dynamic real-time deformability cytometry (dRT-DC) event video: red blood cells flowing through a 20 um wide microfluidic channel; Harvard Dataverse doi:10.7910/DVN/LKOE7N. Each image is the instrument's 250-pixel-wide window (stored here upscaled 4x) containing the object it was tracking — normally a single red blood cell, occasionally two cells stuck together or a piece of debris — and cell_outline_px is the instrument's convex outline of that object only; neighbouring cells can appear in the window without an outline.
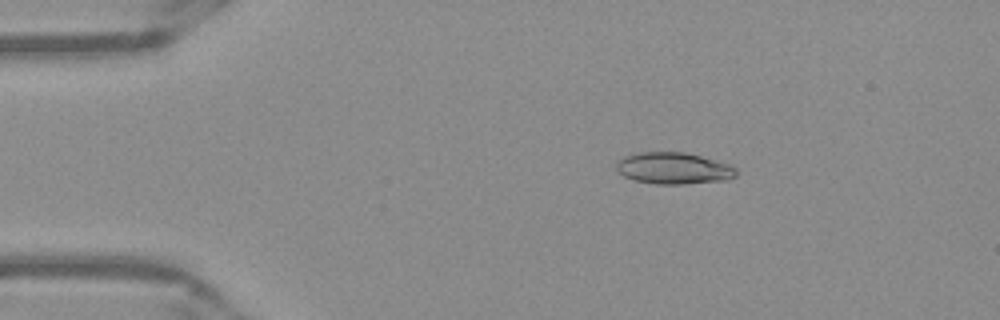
{"species": "Egyptian fruit bat (a non-hibernating species)", "species_latin": "Rousettus aegyptiacus", "temperature_condition": "warm", "stored_images_in_passage": 51, "camera_frame_rate_fps": 3000, "um_per_image_px": 0.085, "frame": {"image": 1, "passage_image": 9, "time_ms": 2.667, "image_size_px": [1000, 320], "cell_outline_px": [[736, 176], [728, 180], [684, 184], [656, 184], [636, 180], [624, 176], [616, 172], [616, 164], [624, 156], [636, 152], [684, 152], [700, 156], [728, 164], [736, 168]], "centroid_in_image_um": [57.24, 14.3], "position_along_channel_um": 27.8, "area_um2": 22.08}}
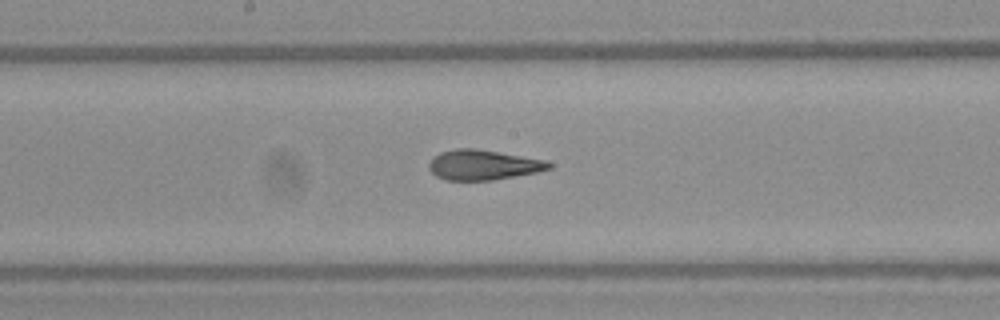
{"frame": {"image": 2, "passage_image": 27, "time_ms": 8.667, "image_size_px": [1000, 320], "cell_outline_px": [[552, 168], [536, 172], [492, 180], [444, 180], [436, 176], [428, 168], [428, 164], [432, 156], [440, 152], [456, 148], [476, 148], [548, 160], [552, 164]], "centroid_in_image_um": [41.05, 14.0], "position_along_channel_um": 207.2, "area_um2": 21.21}}
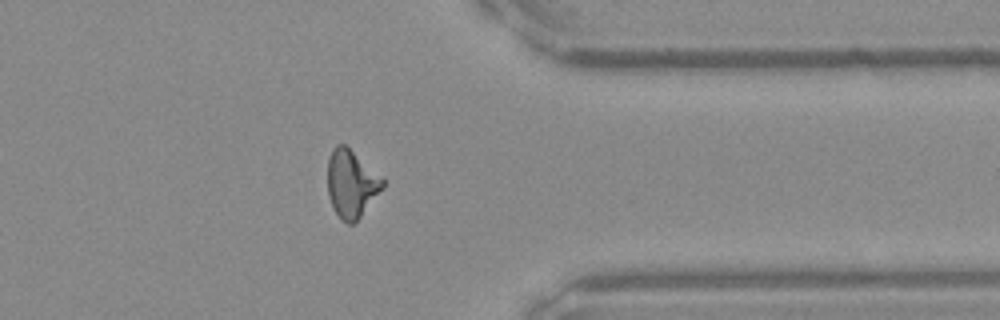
{"frame": {"image": 3, "passage_image": 41, "time_ms": 13.333, "image_size_px": [1000, 320], "cell_outline_px": [[384, 188], [360, 216], [352, 224], [348, 224], [340, 220], [332, 208], [328, 196], [328, 160], [332, 148], [336, 144], [344, 144], [384, 180]], "centroid_in_image_um": [29.83, 15.65], "position_along_channel_um": 381.6, "area_um2": 21.44}, "authors_computed_cell_mechanics": {"area_um2": 21.386, "velocity_mm_per_s": 3.9635, "shape_relaxation_time_tau1_ms": 7.6451, "shape_relaxation_time_tau2_ms": 1.248, "deformation_change_tau1": 0.2478, "deformation_change_tau2": 0.1002}}